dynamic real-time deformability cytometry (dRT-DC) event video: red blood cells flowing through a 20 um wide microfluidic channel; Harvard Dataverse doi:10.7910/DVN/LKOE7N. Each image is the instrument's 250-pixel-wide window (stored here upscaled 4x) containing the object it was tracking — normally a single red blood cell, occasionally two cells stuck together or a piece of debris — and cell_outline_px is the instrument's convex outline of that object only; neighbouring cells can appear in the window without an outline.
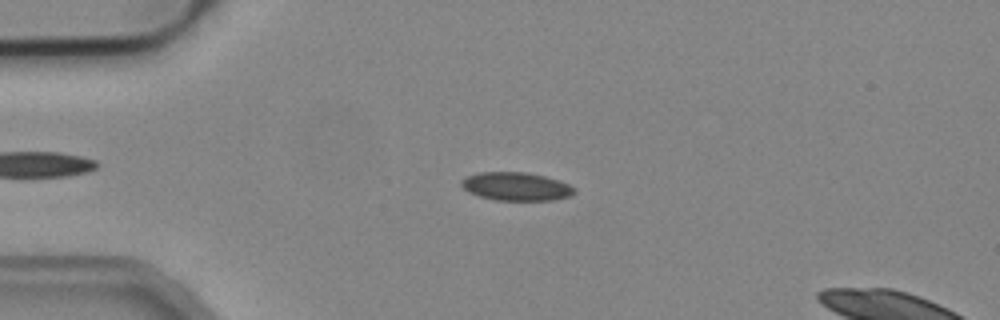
{"species": "common noctule bat (a hibernating species)", "species_latin": "Nyctalus noctula", "temperature_condition": "cold", "stored_images_in_passage": 7, "camera_frame_rate_fps": 3000, "um_per_image_px": 0.085, "animal": {"sex": "male", "body_mass_g": 19.2, "forearm_length_mm": 51.8}, "frame": {"image": 1, "passage_image": 3, "time_ms": 0.667, "image_size_px": [1000, 320], "cell_outline_px": [[576, 192], [572, 196], [552, 200], [496, 200], [480, 196], [468, 192], [460, 184], [460, 180], [468, 176], [480, 172], [524, 172], [544, 176], [560, 180], [576, 188]], "centroid_in_image_um": [43.9, 15.85], "position_along_channel_um": 41.1, "area_um2": 18.67}}
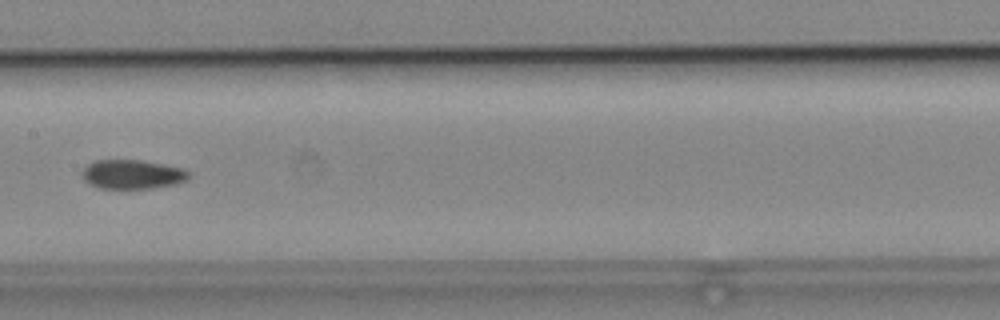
{"frame": {"image": 2, "passage_image": 7, "time_ms": 2.0, "image_size_px": [1000, 320], "cell_outline_px": [[188, 180], [176, 184], [152, 188], [100, 188], [84, 180], [80, 172], [92, 160], [140, 160], [180, 168], [188, 172]], "centroid_in_image_um": [11.2, 14.82], "position_along_channel_um": 196.2, "area_um2": 17.92}}